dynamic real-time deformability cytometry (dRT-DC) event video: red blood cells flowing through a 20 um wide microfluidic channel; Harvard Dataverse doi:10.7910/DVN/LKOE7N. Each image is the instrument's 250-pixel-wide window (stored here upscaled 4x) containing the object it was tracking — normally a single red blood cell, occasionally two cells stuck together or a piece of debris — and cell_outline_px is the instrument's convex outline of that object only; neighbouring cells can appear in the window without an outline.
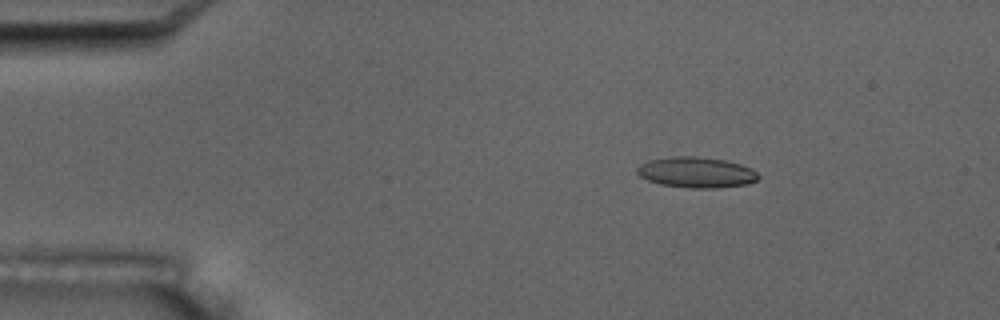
{"species": "common noctule bat (a hibernating species)", "species_latin": "Nyctalus noctula", "temperature_condition": "room temperature", "stored_images_in_passage": 5, "camera_frame_rate_fps": 3000, "um_per_image_px": 0.085, "animal": {"sex": "male", "body_mass_g": 17.5, "forearm_length_mm": 52.3}, "frame": {"image": 1, "passage_image": 3, "time_ms": 2.333, "image_size_px": [1000, 320], "cell_outline_px": [[760, 176], [756, 180], [748, 184], [716, 188], [692, 188], [660, 184], [648, 180], [640, 176], [636, 172], [636, 168], [640, 164], [648, 160], [672, 156], [696, 156], [724, 160], [740, 164], [752, 168]], "centroid_in_image_um": [59.18, 14.65], "position_along_channel_um": 25.8, "area_um2": 21.73}}